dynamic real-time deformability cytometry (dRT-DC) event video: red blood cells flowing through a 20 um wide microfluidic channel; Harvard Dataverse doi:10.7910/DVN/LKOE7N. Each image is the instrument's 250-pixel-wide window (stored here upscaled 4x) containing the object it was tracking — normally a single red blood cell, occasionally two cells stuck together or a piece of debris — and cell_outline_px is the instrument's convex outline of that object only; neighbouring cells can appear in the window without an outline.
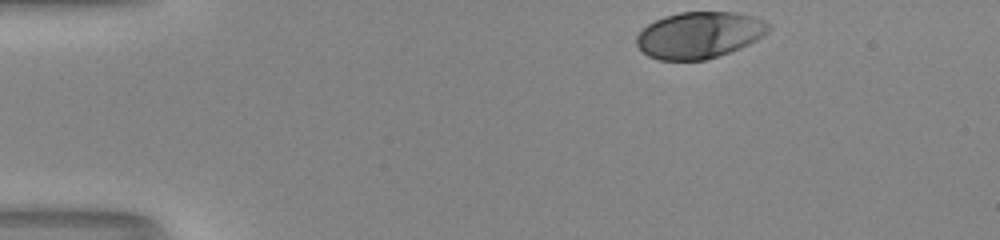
{"species": "human", "species_latin": "Homo sapiens", "temperature_condition": "room temperature", "stored_images_in_passage": 35, "camera_frame_rate_fps": 3000, "um_per_image_px": 0.085, "donor": {"sex": "male"}, "frame": {"image": 1, "passage_image": 1, "time_ms": 0.0, "image_size_px": [1000, 240], "cell_outline_px": [[772, 28], [768, 32], [756, 40], [740, 48], [704, 60], [660, 60], [648, 56], [636, 44], [636, 36], [648, 24], [664, 16], [680, 12], [736, 12], [752, 16], [764, 20], [772, 24]], "centroid_in_image_um": [59.46, 2.97], "position_along_channel_um": 25.5, "area_um2": 35.72}}
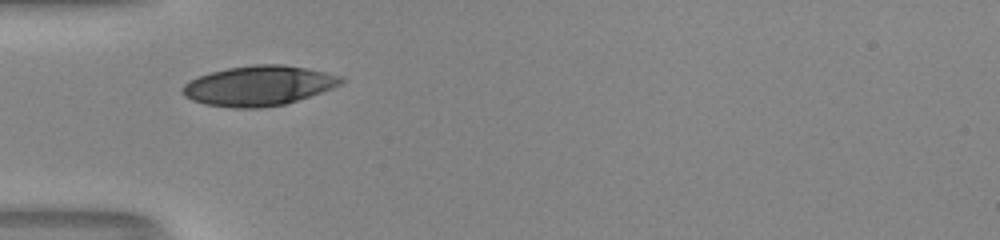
{"frame": {"image": 2, "passage_image": 10, "time_ms": 3.0, "image_size_px": [1000, 240], "cell_outline_px": [[344, 80], [340, 84], [332, 88], [284, 104], [260, 108], [232, 108], [204, 104], [192, 100], [184, 96], [180, 92], [180, 88], [188, 80], [212, 72], [228, 68], [256, 64], [284, 64], [324, 72], [340, 76]], "centroid_in_image_um": [21.92, 7.29], "position_along_channel_um": 63.1, "area_um2": 36.65}}
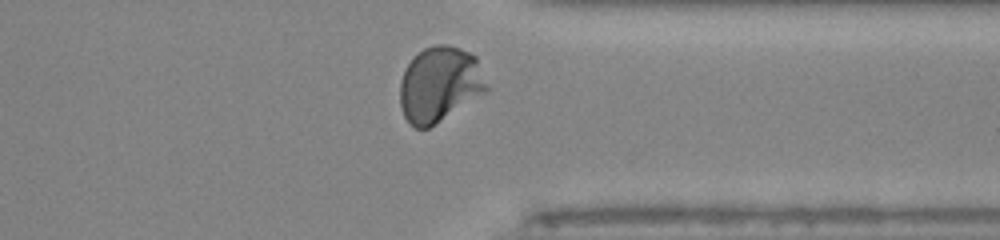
{"frame": {"image": 3, "passage_image": 33, "time_ms": 10.667, "image_size_px": [1000, 240], "cell_outline_px": [[488, 88], [484, 92], [428, 128], [416, 128], [408, 124], [404, 116], [400, 104], [400, 80], [408, 64], [424, 48], [436, 44], [448, 44], [460, 48], [476, 56]], "centroid_in_image_um": [37.34, 7.16], "position_along_channel_um": 374.1, "area_um2": 37.45}, "authors_computed_cell_mechanics": {"area_um2": 36.4718, "velocity_mm_per_s": 4.1166, "shape_relaxation_time_tau1_ms": 2.4842, "shape_relaxation_time_tau2_ms": null, "deformation_change_tau1": 0.1674, "deformation_change_tau2": null}}